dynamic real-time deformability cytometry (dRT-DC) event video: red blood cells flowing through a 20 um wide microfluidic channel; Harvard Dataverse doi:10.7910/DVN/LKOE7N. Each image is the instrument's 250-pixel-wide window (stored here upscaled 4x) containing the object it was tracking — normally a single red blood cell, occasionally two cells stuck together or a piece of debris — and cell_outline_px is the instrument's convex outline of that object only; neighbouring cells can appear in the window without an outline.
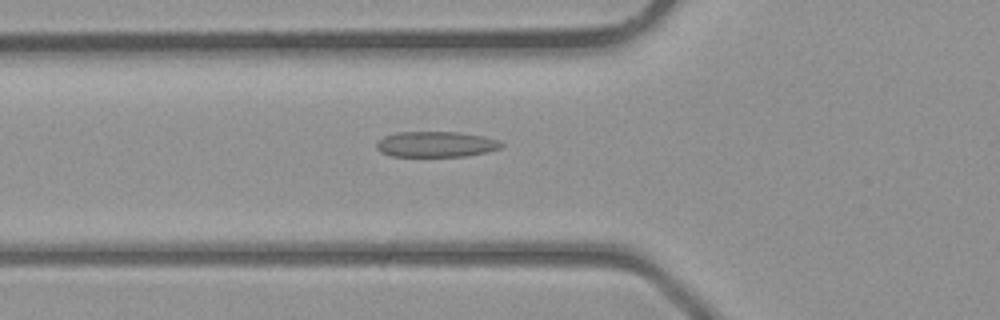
{"species": "common noctule bat (a hibernating species)", "species_latin": "Nyctalus noctula", "temperature_condition": "room temperature", "stored_images_in_passage": 41, "camera_frame_rate_fps": 3000, "um_per_image_px": 0.085, "animal": {"sex": "male", "body_mass_g": 23.1, "forearm_length_mm": 52.7}, "frame": {"image": 1, "passage_image": 15, "time_ms": 4.667, "image_size_px": [1000, 320], "cell_outline_px": [[504, 144], [500, 148], [488, 152], [468, 156], [388, 156], [380, 152], [376, 148], [376, 144], [384, 136], [396, 132], [456, 132], [484, 136], [500, 140]], "centroid_in_image_um": [37.07, 12.26], "position_along_channel_um": 88.7, "area_um2": 18.79}}
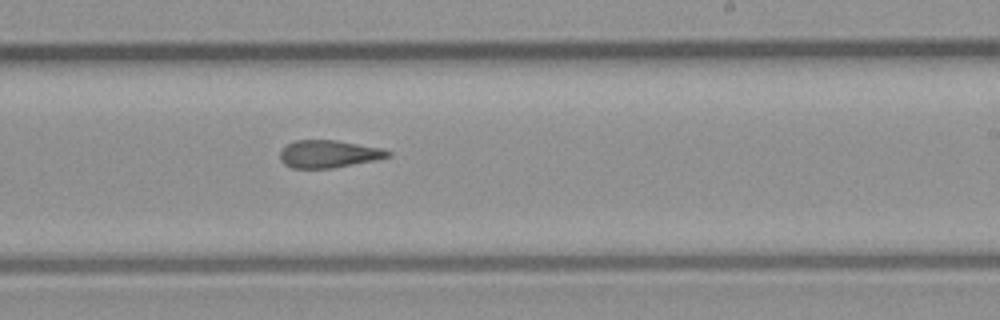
{"frame": {"image": 2, "passage_image": 25, "time_ms": 8.0, "image_size_px": [1000, 320], "cell_outline_px": [[392, 156], [376, 160], [332, 168], [292, 168], [284, 164], [280, 160], [280, 152], [288, 144], [296, 140], [336, 140], [380, 148], [392, 152]], "centroid_in_image_um": [27.95, 13.09], "position_along_channel_um": 261.1, "area_um2": 17.22}}
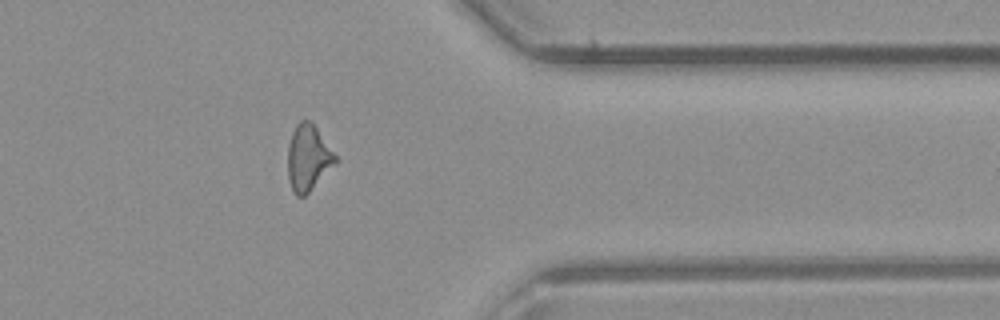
{"frame": {"image": 3, "passage_image": 33, "time_ms": 10.667, "image_size_px": [1000, 320], "cell_outline_px": [[336, 160], [308, 192], [304, 196], [296, 196], [288, 180], [288, 144], [292, 132], [296, 124], [300, 120], [312, 120], [336, 156]], "centroid_in_image_um": [26.15, 13.35], "position_along_channel_um": 385.3, "area_um2": 17.86}}